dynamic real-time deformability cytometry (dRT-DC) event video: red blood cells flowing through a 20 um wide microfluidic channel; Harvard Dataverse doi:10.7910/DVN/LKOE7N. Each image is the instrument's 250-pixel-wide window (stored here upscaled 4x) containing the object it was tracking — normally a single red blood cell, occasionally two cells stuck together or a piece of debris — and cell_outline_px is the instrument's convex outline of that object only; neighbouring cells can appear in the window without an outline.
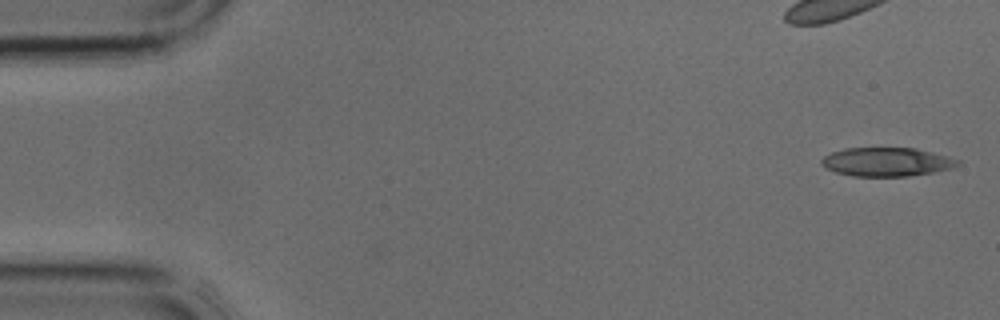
{"species": "common noctule bat (a hibernating species)", "species_latin": "Nyctalus noctula", "temperature_condition": "cold", "stored_images_in_passage": 2, "camera_frame_rate_fps": 3000, "um_per_image_px": 0.085, "animal": {"sex": "male", "body_mass_g": 17.9, "forearm_length_mm": 54.2}, "frame": {"image": 1, "passage_image": 1, "time_ms": 0.0, "image_size_px": [1000, 320], "cell_outline_px": [[960, 164], [952, 168], [932, 172], [908, 176], [852, 176], [836, 172], [820, 164], [820, 160], [824, 156], [832, 152], [844, 148], [916, 148], [932, 152], [960, 160]], "centroid_in_image_um": [75.36, 13.76], "position_along_channel_um": 9.6, "area_um2": 22.72}}